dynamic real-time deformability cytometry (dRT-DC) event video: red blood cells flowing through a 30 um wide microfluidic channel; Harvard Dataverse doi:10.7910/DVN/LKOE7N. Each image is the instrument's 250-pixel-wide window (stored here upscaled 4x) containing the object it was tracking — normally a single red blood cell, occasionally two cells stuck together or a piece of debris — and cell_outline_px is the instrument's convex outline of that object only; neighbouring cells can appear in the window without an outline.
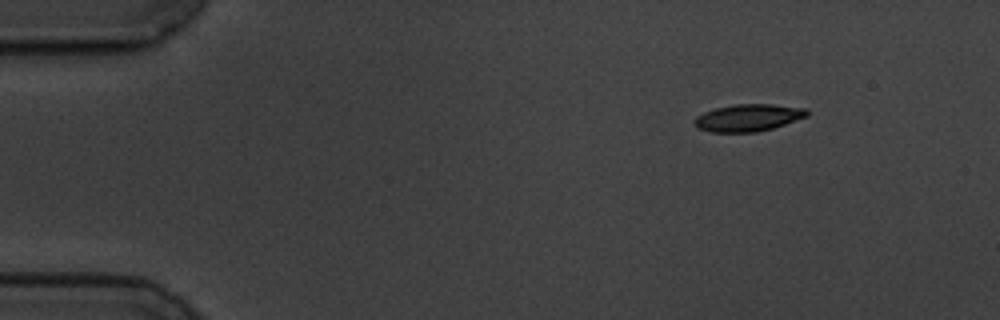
{"species": "common noctule bat (a hibernating species)", "species_latin": "Nyctalus noctula", "temperature_condition": "cold", "stored_images_in_passage": 52, "camera_frame_rate_fps": 3000, "um_per_image_px": 0.085, "animal": {"sex": "male", "body_mass_g": 19.5, "forearm_length_mm": 54.6}, "frame": {"image": 1, "passage_image": 1, "time_ms": 0.0, "image_size_px": [1000, 320], "cell_outline_px": [[808, 116], [772, 128], [756, 132], [712, 132], [696, 128], [692, 124], [692, 120], [696, 116], [704, 112], [716, 108], [736, 104], [772, 104], [808, 108]], "centroid_in_image_um": [63.56, 10.0], "position_along_channel_um": 21.4, "area_um2": 17.92}}
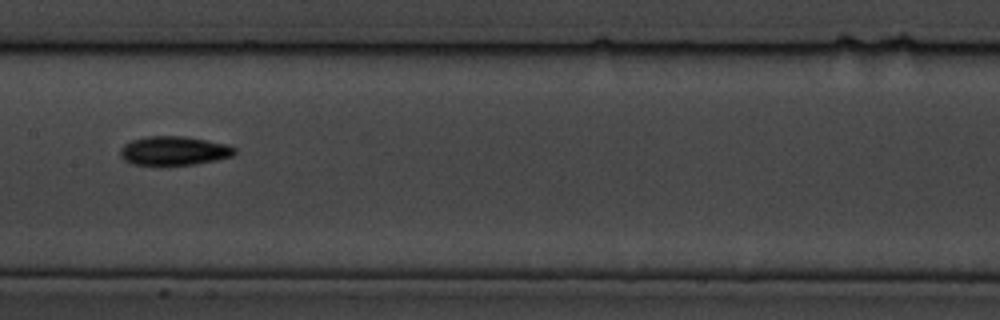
{"frame": {"image": 2, "passage_image": 23, "time_ms": 7.333, "image_size_px": [1000, 320], "cell_outline_px": [[236, 152], [232, 156], [216, 160], [192, 164], [132, 164], [124, 160], [120, 156], [120, 148], [124, 144], [132, 140], [148, 136], [184, 136], [208, 140], [228, 144], [236, 148]], "centroid_in_image_um": [14.8, 12.8], "position_along_channel_um": 192.6, "area_um2": 19.19}}
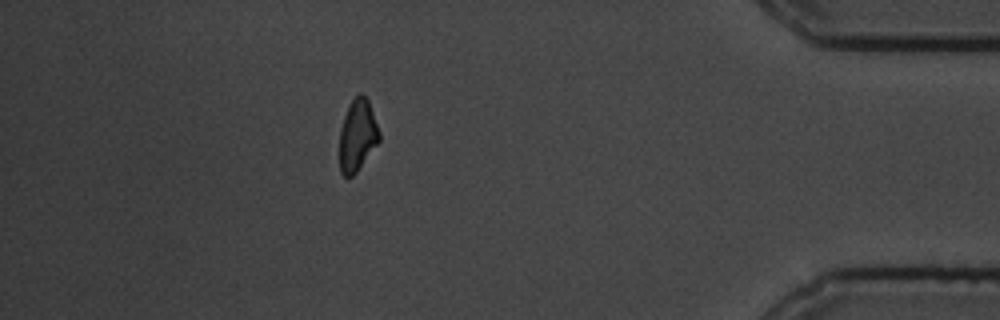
{"frame": {"image": 3, "passage_image": 45, "time_ms": 14.667, "image_size_px": [1000, 320], "cell_outline_px": [[380, 140], [356, 172], [352, 176], [344, 176], [340, 172], [340, 128], [344, 116], [352, 100], [360, 92], [368, 100], [380, 132]], "centroid_in_image_um": [30.38, 11.51], "position_along_channel_um": 404.8, "area_um2": 16.36}, "authors_computed_cell_mechanics": {"area_um2": 17.8024, "velocity_mm_per_s": 3.4855, "shape_relaxation_time_tau1_ms": 3.4078, "shape_relaxation_time_tau2_ms": null, "deformation_change_tau1": 0.1179, "deformation_change_tau2": null}}